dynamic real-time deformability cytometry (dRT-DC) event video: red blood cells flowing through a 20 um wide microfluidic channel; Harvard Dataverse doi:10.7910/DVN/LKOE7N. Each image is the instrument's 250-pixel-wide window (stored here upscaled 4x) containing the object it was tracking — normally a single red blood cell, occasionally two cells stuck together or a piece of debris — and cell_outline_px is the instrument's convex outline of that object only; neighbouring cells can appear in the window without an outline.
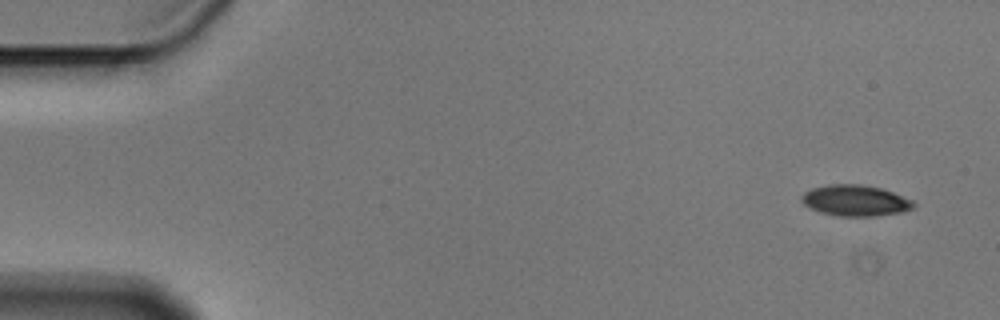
{"species": "Egyptian fruit bat (a non-hibernating species)", "species_latin": "Rousettus aegyptiacus", "temperature_condition": "cold", "stored_images_in_passage": 5, "camera_frame_rate_fps": 3000, "um_per_image_px": 0.085, "animal": {"sex": "male"}, "frame": {"image": 1, "passage_image": 1, "time_ms": 0.0, "image_size_px": [1000, 320], "cell_outline_px": [[916, 204], [912, 208], [900, 212], [876, 216], [840, 216], [820, 212], [804, 204], [800, 200], [800, 196], [804, 192], [812, 188], [828, 184], [860, 184], [880, 188], [892, 192], [912, 200]], "centroid_in_image_um": [72.67, 17.04], "position_along_channel_um": 12.3, "area_um2": 20.11}}
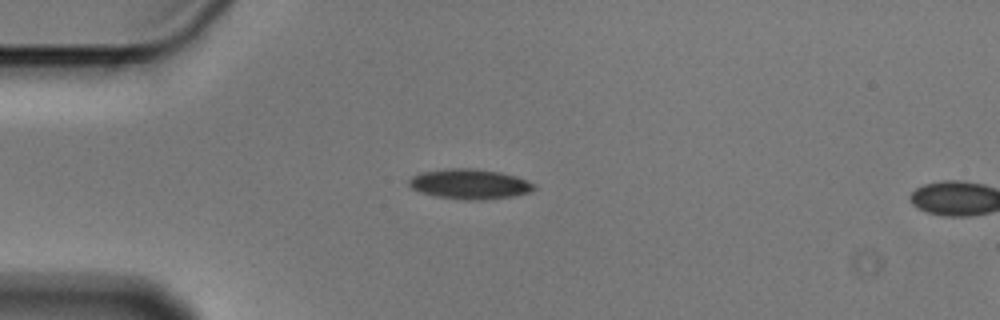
{"frame": {"image": 2, "passage_image": 4, "time_ms": 1.0, "image_size_px": [1000, 320], "cell_outline_px": [[536, 188], [532, 192], [512, 196], [480, 200], [464, 200], [436, 196], [420, 192], [412, 188], [408, 184], [408, 180], [412, 176], [420, 172], [452, 168], [472, 168], [500, 172], [516, 176], [536, 184]], "centroid_in_image_um": [39.93, 15.64], "position_along_channel_um": 45.1, "area_um2": 21.96}}